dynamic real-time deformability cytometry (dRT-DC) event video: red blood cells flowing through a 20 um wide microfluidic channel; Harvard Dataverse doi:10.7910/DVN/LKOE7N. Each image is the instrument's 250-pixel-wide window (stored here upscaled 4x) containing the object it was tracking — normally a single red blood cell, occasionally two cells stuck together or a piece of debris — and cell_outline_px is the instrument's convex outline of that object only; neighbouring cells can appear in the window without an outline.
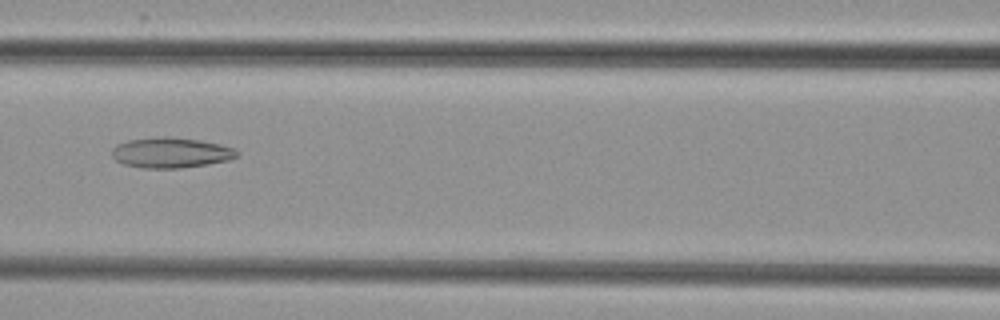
{"species": "common noctule bat (a hibernating species)", "species_latin": "Nyctalus noctula", "temperature_condition": "cold", "stored_images_in_passage": 7, "camera_frame_rate_fps": 3000, "um_per_image_px": 0.085, "animal": {"sex": "female", "body_mass_g": 29.2, "forearm_length_mm": 56.3}, "frame": {"image": 1, "passage_image": 7, "time_ms": 7.0, "image_size_px": [1000, 320], "cell_outline_px": [[240, 152], [236, 156], [228, 160], [208, 164], [180, 168], [144, 168], [124, 164], [116, 160], [112, 156], [112, 148], [116, 144], [128, 140], [160, 136], [172, 136], [200, 140], [220, 144], [232, 148]], "centroid_in_image_um": [14.51, 12.96], "position_along_channel_um": 152.1, "area_um2": 22.2}}